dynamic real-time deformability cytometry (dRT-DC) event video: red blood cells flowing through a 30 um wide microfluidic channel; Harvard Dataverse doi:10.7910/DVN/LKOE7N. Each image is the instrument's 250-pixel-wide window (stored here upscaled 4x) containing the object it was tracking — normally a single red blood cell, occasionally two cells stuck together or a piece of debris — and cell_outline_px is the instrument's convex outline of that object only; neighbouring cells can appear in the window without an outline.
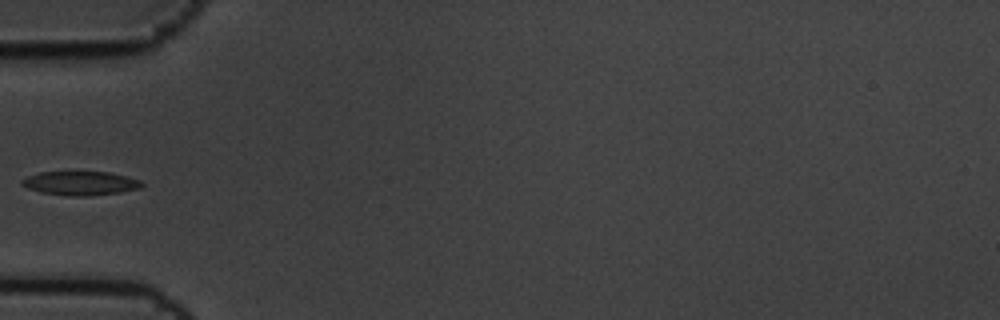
{"species": "common noctule bat (a hibernating species)", "species_latin": "Nyctalus noctula", "temperature_condition": "cold", "stored_images_in_passage": 10, "camera_frame_rate_fps": 3000, "um_per_image_px": 0.085, "animal": {"sex": "male", "body_mass_g": 19.5, "forearm_length_mm": 54.6}, "frame": {"image": 1, "passage_image": 6, "time_ms": 1.667, "image_size_px": [1000, 320], "cell_outline_px": [[144, 184], [140, 188], [120, 192], [88, 196], [72, 196], [40, 192], [28, 188], [20, 184], [20, 180], [28, 176], [40, 172], [108, 172], [128, 176], [140, 180]], "centroid_in_image_um": [6.84, 15.57], "position_along_channel_um": 78.2, "area_um2": 16.7}}
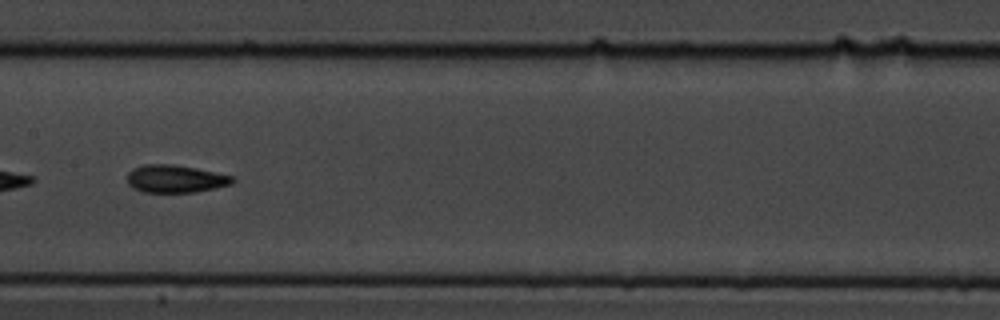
{"frame": {"image": 2, "passage_image": 9, "time_ms": 2.667, "image_size_px": [1000, 320], "cell_outline_px": [[236, 180], [232, 184], [196, 192], [144, 192], [132, 188], [128, 184], [128, 172], [132, 168], [144, 164], [172, 164], [196, 168], [232, 176]], "centroid_in_image_um": [14.89, 15.19], "position_along_channel_um": 192.5, "area_um2": 16.99}}
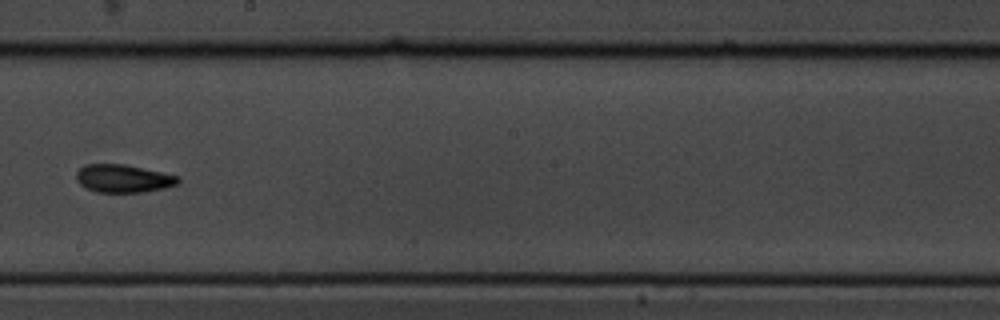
{"frame": {"image": 3, "passage_image": 10, "time_ms": 3.0, "image_size_px": [1000, 320], "cell_outline_px": [[180, 184], [164, 188], [144, 192], [96, 192], [84, 188], [76, 180], [76, 172], [84, 164], [124, 164], [180, 176]], "centroid_in_image_um": [10.48, 15.18], "position_along_channel_um": 237.7, "area_um2": 16.76}}